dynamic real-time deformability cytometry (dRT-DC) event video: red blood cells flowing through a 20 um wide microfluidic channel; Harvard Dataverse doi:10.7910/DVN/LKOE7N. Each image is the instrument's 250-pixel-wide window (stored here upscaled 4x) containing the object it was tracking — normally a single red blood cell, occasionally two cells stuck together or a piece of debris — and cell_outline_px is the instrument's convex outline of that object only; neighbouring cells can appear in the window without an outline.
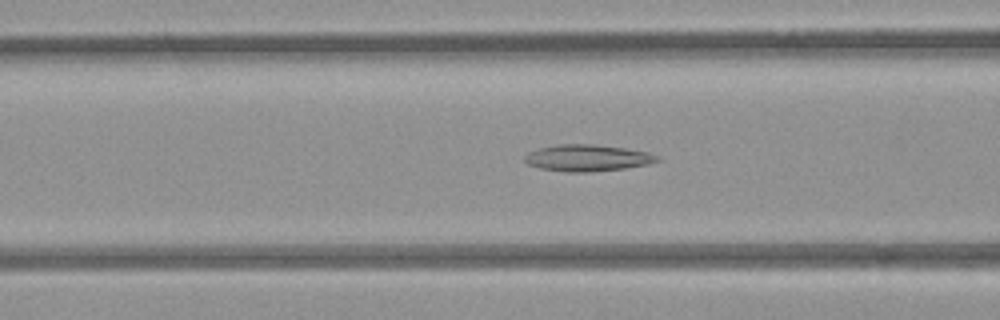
{"species": "common noctule bat (a hibernating species)", "species_latin": "Nyctalus noctula", "temperature_condition": "room temperature", "stored_images_in_passage": 45, "camera_frame_rate_fps": 3000, "um_per_image_px": 0.085, "animal": {"sex": "female", "body_mass_g": 21.9}, "frame": {"image": 1, "passage_image": 13, "time_ms": 4.0, "image_size_px": [1000, 320], "cell_outline_px": [[660, 160], [648, 164], [624, 168], [592, 172], [564, 172], [540, 168], [528, 164], [524, 160], [524, 156], [528, 152], [540, 148], [556, 144], [592, 144], [624, 148], [648, 152], [660, 156]], "centroid_in_image_um": [49.92, 13.42], "position_along_channel_um": 116.7, "area_um2": 20.58}}
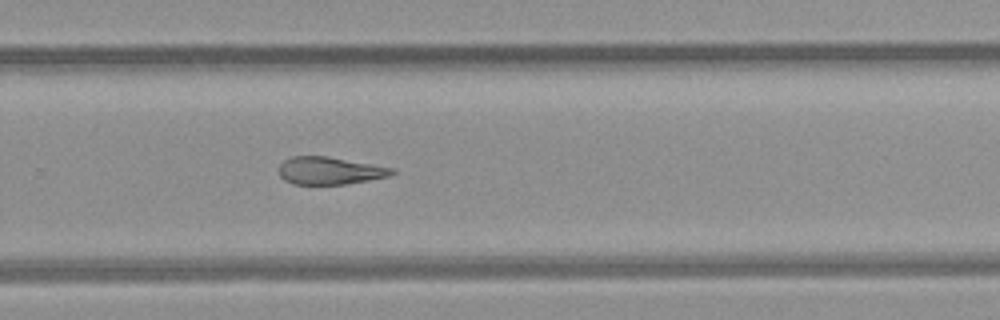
{"frame": {"image": 2, "passage_image": 27, "time_ms": 8.667, "image_size_px": [1000, 320], "cell_outline_px": [[396, 172], [388, 176], [368, 180], [344, 184], [292, 184], [284, 180], [280, 176], [280, 164], [284, 160], [292, 156], [328, 156], [396, 168]], "centroid_in_image_um": [28.04, 14.5], "position_along_channel_um": 301.8, "area_um2": 18.15}}
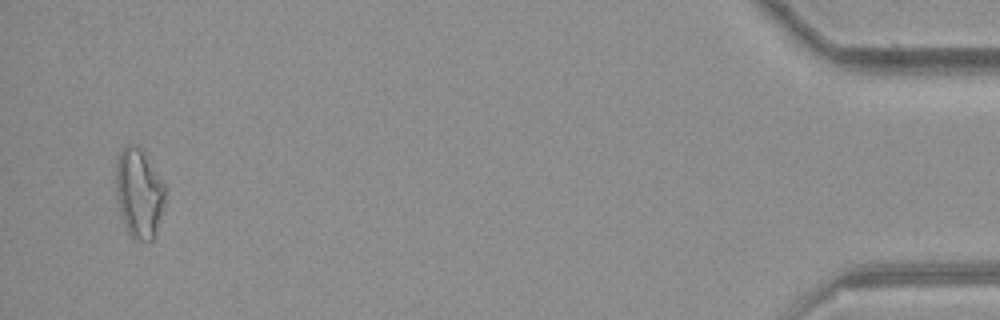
{"frame": {"image": 3, "passage_image": 43, "time_ms": 14.0, "image_size_px": [1000, 320], "cell_outline_px": [[164, 200], [160, 216], [152, 240], [140, 240], [132, 236], [128, 232], [124, 224], [120, 212], [116, 192], [116, 160], [120, 152], [128, 144], [132, 144], [140, 148], [164, 184]], "centroid_in_image_um": [11.78, 16.4], "position_along_channel_um": 423.4, "area_um2": 24.8}, "authors_computed_cell_mechanics": {"area_um2": 20.5768, "velocity_mm_per_s": 3.9672, "shape_relaxation_time_tau1_ms": null, "shape_relaxation_time_tau2_ms": 4.578, "deformation_change_tau1": null, "deformation_change_tau2": 0.1485}}